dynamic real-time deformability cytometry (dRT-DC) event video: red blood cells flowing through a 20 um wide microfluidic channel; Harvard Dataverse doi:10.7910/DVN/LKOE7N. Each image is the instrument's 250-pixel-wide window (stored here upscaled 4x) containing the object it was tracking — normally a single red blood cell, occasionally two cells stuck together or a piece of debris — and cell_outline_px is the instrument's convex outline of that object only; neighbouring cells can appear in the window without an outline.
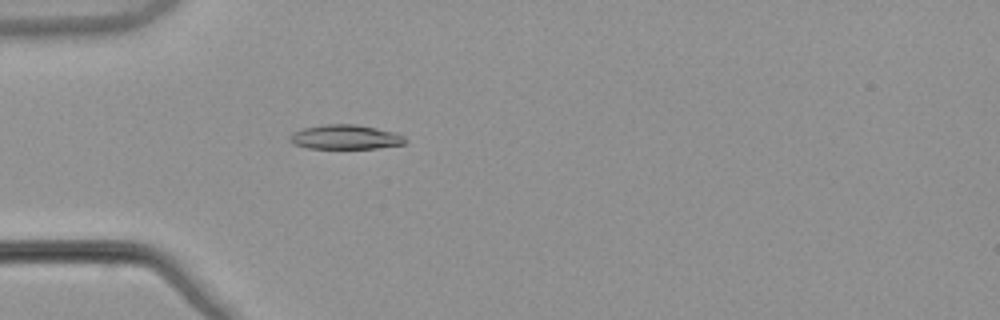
{"species": "common noctule bat (a hibernating species)", "species_latin": "Nyctalus noctula", "temperature_condition": "warm", "stored_images_in_passage": 54, "camera_frame_rate_fps": 3000, "um_per_image_px": 0.085, "animal": {"sex": "male", "body_mass_g": 21.5, "forearm_length_mm": 52.0}, "frame": {"image": 1, "passage_image": 17, "time_ms": 5.333, "image_size_px": [1000, 320], "cell_outline_px": [[408, 140], [404, 144], [376, 148], [308, 148], [292, 144], [288, 140], [288, 136], [292, 132], [304, 128], [324, 124], [356, 124], [396, 132], [404, 136]], "centroid_in_image_um": [29.34, 11.65], "position_along_channel_um": 55.7, "area_um2": 16.59}}
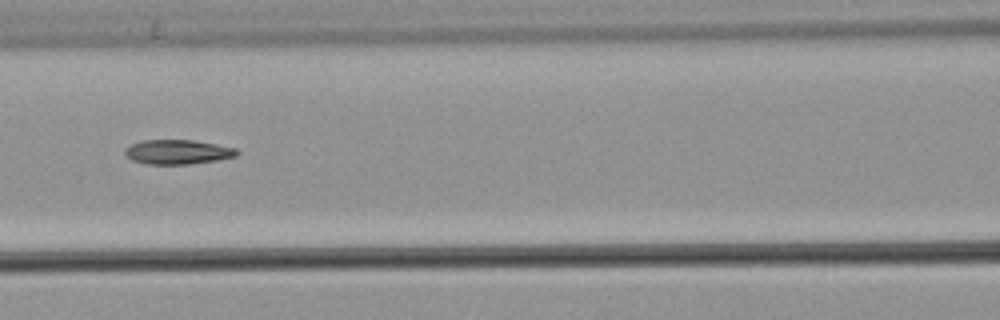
{"frame": {"image": 2, "passage_image": 25, "time_ms": 8.0, "image_size_px": [1000, 320], "cell_outline_px": [[240, 152], [236, 156], [216, 160], [188, 164], [148, 164], [132, 160], [124, 152], [124, 148], [140, 140], [192, 140], [216, 144], [236, 148]], "centroid_in_image_um": [15.1, 12.91], "position_along_channel_um": 151.5, "area_um2": 15.9}}
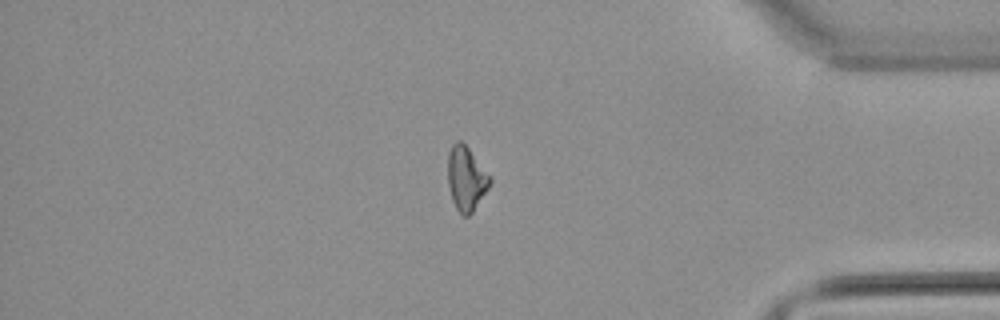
{"frame": {"image": 3, "passage_image": 46, "time_ms": 15.0, "image_size_px": [1000, 320], "cell_outline_px": [[492, 180], [488, 188], [472, 212], [468, 216], [464, 216], [456, 208], [452, 200], [448, 184], [448, 152], [452, 144], [456, 140], [460, 140], [468, 148], [492, 176]], "centroid_in_image_um": [39.63, 15.15], "position_along_channel_um": 395.6, "area_um2": 15.72}, "authors_computed_cell_mechanics": {"area_um2": 16.1262, "velocity_mm_per_s": 3.8802, "shape_relaxation_time_tau1_ms": 8.57, "shape_relaxation_time_tau2_ms": 7.5626, "deformation_change_tau1": 0.1919, "deformation_change_tau2": 0.1543}}